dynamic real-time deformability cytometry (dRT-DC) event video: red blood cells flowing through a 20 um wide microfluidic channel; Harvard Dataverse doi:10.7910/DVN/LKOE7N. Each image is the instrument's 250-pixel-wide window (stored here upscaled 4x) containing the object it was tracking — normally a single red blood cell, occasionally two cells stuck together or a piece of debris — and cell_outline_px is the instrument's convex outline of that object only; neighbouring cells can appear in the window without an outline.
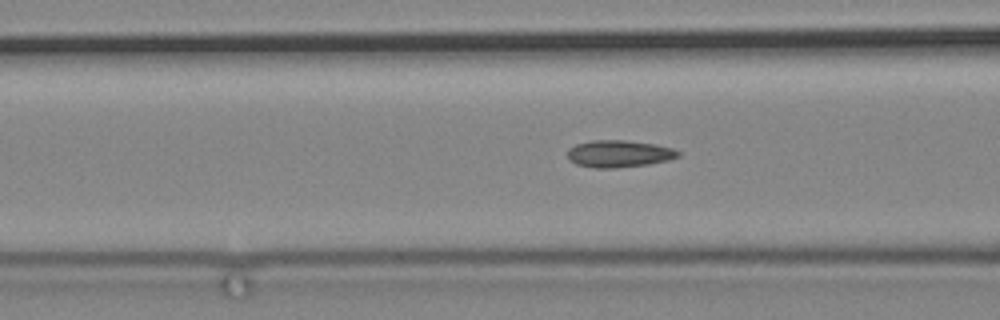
{"species": "common noctule bat (a hibernating species)", "species_latin": "Nyctalus noctula", "temperature_condition": "cold", "stored_images_in_passage": 44, "camera_frame_rate_fps": 3000, "um_per_image_px": 0.085, "animal": {"sex": "male", "body_mass_g": 19.2, "forearm_length_mm": 51.8}, "frame": {"image": 1, "passage_image": 5, "time_ms": 1.333, "image_size_px": [1000, 320], "cell_outline_px": [[680, 156], [668, 160], [648, 164], [616, 168], [596, 168], [576, 164], [568, 160], [568, 148], [576, 144], [592, 140], [624, 140], [656, 144], [672, 148], [680, 152]], "centroid_in_image_um": [52.6, 13.06], "position_along_channel_um": 114.0, "area_um2": 17.51}}
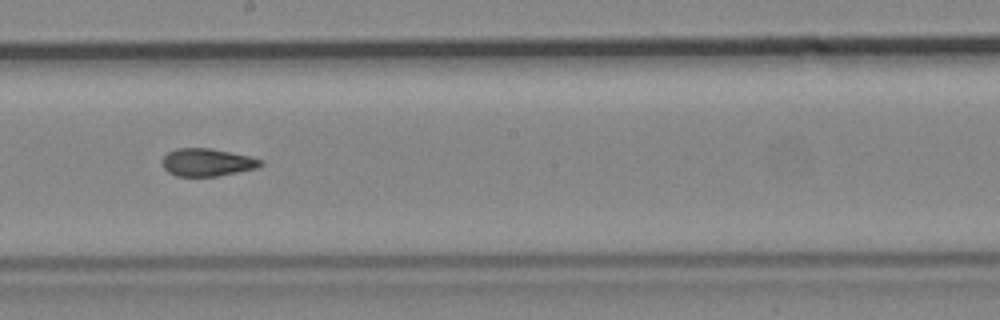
{"frame": {"image": 2, "passage_image": 16, "time_ms": 5.0, "image_size_px": [1000, 320], "cell_outline_px": [[264, 164], [256, 168], [216, 176], [176, 176], [168, 172], [160, 164], [160, 160], [168, 152], [176, 148], [212, 148], [248, 156], [264, 160]], "centroid_in_image_um": [17.57, 13.79], "position_along_channel_um": 230.6, "area_um2": 15.95}}
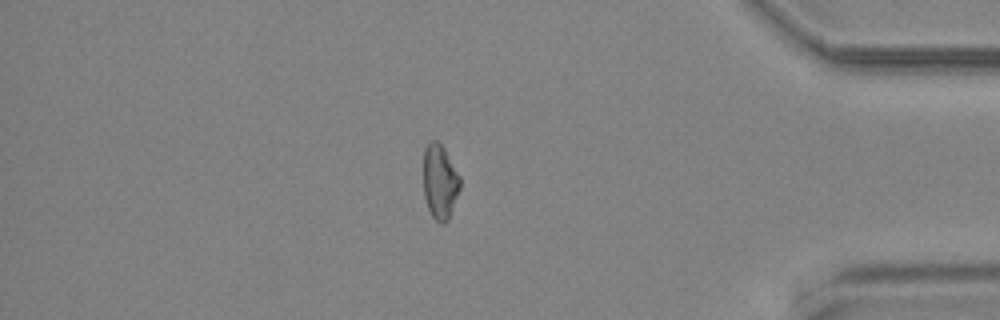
{"frame": {"image": 3, "passage_image": 35, "time_ms": 11.333, "image_size_px": [1000, 320], "cell_outline_px": [[460, 188], [448, 220], [444, 224], [440, 224], [432, 216], [428, 208], [424, 196], [424, 148], [432, 140], [436, 140], [444, 148], [460, 176]], "centroid_in_image_um": [37.39, 15.46], "position_along_channel_um": 397.8, "area_um2": 15.84}}